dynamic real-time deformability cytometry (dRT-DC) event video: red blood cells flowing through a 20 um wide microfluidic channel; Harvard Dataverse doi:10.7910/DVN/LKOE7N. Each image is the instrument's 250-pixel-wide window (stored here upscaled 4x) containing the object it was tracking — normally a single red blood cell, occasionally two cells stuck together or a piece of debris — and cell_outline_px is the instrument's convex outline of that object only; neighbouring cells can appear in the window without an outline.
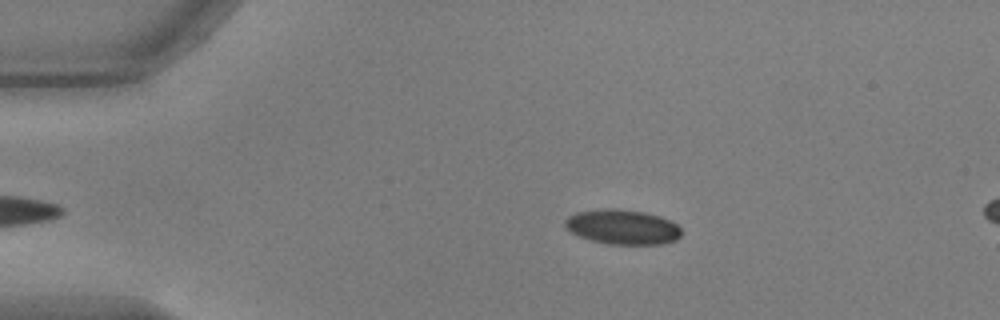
{"species": "common noctule bat (a hibernating species)", "species_latin": "Nyctalus noctula", "temperature_condition": "warm", "stored_images_in_passage": 9, "camera_frame_rate_fps": 3000, "um_per_image_px": 0.085, "animal": {"sex": "male", "body_mass_g": 17.9, "forearm_length_mm": 54.2}, "frame": {"image": 1, "passage_image": 4, "time_ms": 1.0, "image_size_px": [1000, 320], "cell_outline_px": [[680, 236], [676, 240], [664, 244], [608, 244], [592, 240], [580, 236], [572, 232], [564, 224], [564, 220], [568, 216], [576, 212], [604, 208], [616, 208], [644, 212], [660, 216], [672, 220], [680, 228]], "centroid_in_image_um": [52.93, 19.28], "position_along_channel_um": 32.1, "area_um2": 23.64}}